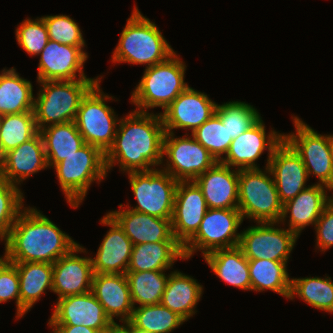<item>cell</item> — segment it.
I'll use <instances>...</instances> for the list:
<instances>
[{
	"instance_id": "cell-24",
	"label": "cell",
	"mask_w": 333,
	"mask_h": 333,
	"mask_svg": "<svg viewBox=\"0 0 333 333\" xmlns=\"http://www.w3.org/2000/svg\"><path fill=\"white\" fill-rule=\"evenodd\" d=\"M328 190L330 192V188L325 185L317 183L309 185L295 198L283 204L280 223L285 225L286 218L289 217L288 229L298 237L306 226H315L321 213L331 202V196H328L327 193Z\"/></svg>"
},
{
	"instance_id": "cell-30",
	"label": "cell",
	"mask_w": 333,
	"mask_h": 333,
	"mask_svg": "<svg viewBox=\"0 0 333 333\" xmlns=\"http://www.w3.org/2000/svg\"><path fill=\"white\" fill-rule=\"evenodd\" d=\"M203 259L225 283L241 290H251L248 259L238 246L212 251Z\"/></svg>"
},
{
	"instance_id": "cell-45",
	"label": "cell",
	"mask_w": 333,
	"mask_h": 333,
	"mask_svg": "<svg viewBox=\"0 0 333 333\" xmlns=\"http://www.w3.org/2000/svg\"><path fill=\"white\" fill-rule=\"evenodd\" d=\"M51 327V333H103L102 331L91 329L83 325H48Z\"/></svg>"
},
{
	"instance_id": "cell-31",
	"label": "cell",
	"mask_w": 333,
	"mask_h": 333,
	"mask_svg": "<svg viewBox=\"0 0 333 333\" xmlns=\"http://www.w3.org/2000/svg\"><path fill=\"white\" fill-rule=\"evenodd\" d=\"M39 133L50 168L66 159L67 156L76 153L86 144L75 121L49 125L39 130Z\"/></svg>"
},
{
	"instance_id": "cell-50",
	"label": "cell",
	"mask_w": 333,
	"mask_h": 333,
	"mask_svg": "<svg viewBox=\"0 0 333 333\" xmlns=\"http://www.w3.org/2000/svg\"><path fill=\"white\" fill-rule=\"evenodd\" d=\"M331 157H332V164H333V134L331 135Z\"/></svg>"
},
{
	"instance_id": "cell-43",
	"label": "cell",
	"mask_w": 333,
	"mask_h": 333,
	"mask_svg": "<svg viewBox=\"0 0 333 333\" xmlns=\"http://www.w3.org/2000/svg\"><path fill=\"white\" fill-rule=\"evenodd\" d=\"M15 300L16 320L20 318V284L16 266L6 261L0 267V304Z\"/></svg>"
},
{
	"instance_id": "cell-26",
	"label": "cell",
	"mask_w": 333,
	"mask_h": 333,
	"mask_svg": "<svg viewBox=\"0 0 333 333\" xmlns=\"http://www.w3.org/2000/svg\"><path fill=\"white\" fill-rule=\"evenodd\" d=\"M91 291L112 322L130 320L134 305L126 274H94Z\"/></svg>"
},
{
	"instance_id": "cell-39",
	"label": "cell",
	"mask_w": 333,
	"mask_h": 333,
	"mask_svg": "<svg viewBox=\"0 0 333 333\" xmlns=\"http://www.w3.org/2000/svg\"><path fill=\"white\" fill-rule=\"evenodd\" d=\"M219 162L226 155L232 138L215 113L191 134Z\"/></svg>"
},
{
	"instance_id": "cell-5",
	"label": "cell",
	"mask_w": 333,
	"mask_h": 333,
	"mask_svg": "<svg viewBox=\"0 0 333 333\" xmlns=\"http://www.w3.org/2000/svg\"><path fill=\"white\" fill-rule=\"evenodd\" d=\"M99 80L42 81L34 97L38 131L46 126L75 121L80 103Z\"/></svg>"
},
{
	"instance_id": "cell-1",
	"label": "cell",
	"mask_w": 333,
	"mask_h": 333,
	"mask_svg": "<svg viewBox=\"0 0 333 333\" xmlns=\"http://www.w3.org/2000/svg\"><path fill=\"white\" fill-rule=\"evenodd\" d=\"M124 117L120 118L114 142L105 153L107 173L115 165L123 173L159 167L166 133L161 114L133 110Z\"/></svg>"
},
{
	"instance_id": "cell-41",
	"label": "cell",
	"mask_w": 333,
	"mask_h": 333,
	"mask_svg": "<svg viewBox=\"0 0 333 333\" xmlns=\"http://www.w3.org/2000/svg\"><path fill=\"white\" fill-rule=\"evenodd\" d=\"M42 18L47 28L49 40L75 47L86 46L78 23L70 16L60 14L47 15Z\"/></svg>"
},
{
	"instance_id": "cell-14",
	"label": "cell",
	"mask_w": 333,
	"mask_h": 333,
	"mask_svg": "<svg viewBox=\"0 0 333 333\" xmlns=\"http://www.w3.org/2000/svg\"><path fill=\"white\" fill-rule=\"evenodd\" d=\"M265 128L261 117L253 126L232 140L226 155L219 162L232 169H260L256 161L264 151H268L265 162V167H268L274 149L284 140V133L272 129L266 134Z\"/></svg>"
},
{
	"instance_id": "cell-23",
	"label": "cell",
	"mask_w": 333,
	"mask_h": 333,
	"mask_svg": "<svg viewBox=\"0 0 333 333\" xmlns=\"http://www.w3.org/2000/svg\"><path fill=\"white\" fill-rule=\"evenodd\" d=\"M120 210L110 211L111 216L124 230L133 246L143 243L177 241L172 233L171 219H162L140 213L119 204Z\"/></svg>"
},
{
	"instance_id": "cell-15",
	"label": "cell",
	"mask_w": 333,
	"mask_h": 333,
	"mask_svg": "<svg viewBox=\"0 0 333 333\" xmlns=\"http://www.w3.org/2000/svg\"><path fill=\"white\" fill-rule=\"evenodd\" d=\"M38 56L40 60L37 82L100 80L103 77L88 78L85 75L83 68L88 59V53L85 52L84 47L64 45L49 40Z\"/></svg>"
},
{
	"instance_id": "cell-17",
	"label": "cell",
	"mask_w": 333,
	"mask_h": 333,
	"mask_svg": "<svg viewBox=\"0 0 333 333\" xmlns=\"http://www.w3.org/2000/svg\"><path fill=\"white\" fill-rule=\"evenodd\" d=\"M207 210L205 198L197 184L194 181H179L171 225L173 236L182 246L196 234Z\"/></svg>"
},
{
	"instance_id": "cell-25",
	"label": "cell",
	"mask_w": 333,
	"mask_h": 333,
	"mask_svg": "<svg viewBox=\"0 0 333 333\" xmlns=\"http://www.w3.org/2000/svg\"><path fill=\"white\" fill-rule=\"evenodd\" d=\"M46 168L49 166L43 140L38 132L27 142L5 153L0 175L11 184L19 186L27 178Z\"/></svg>"
},
{
	"instance_id": "cell-36",
	"label": "cell",
	"mask_w": 333,
	"mask_h": 333,
	"mask_svg": "<svg viewBox=\"0 0 333 333\" xmlns=\"http://www.w3.org/2000/svg\"><path fill=\"white\" fill-rule=\"evenodd\" d=\"M129 322L147 333H170L186 321L160 303L133 308Z\"/></svg>"
},
{
	"instance_id": "cell-47",
	"label": "cell",
	"mask_w": 333,
	"mask_h": 333,
	"mask_svg": "<svg viewBox=\"0 0 333 333\" xmlns=\"http://www.w3.org/2000/svg\"><path fill=\"white\" fill-rule=\"evenodd\" d=\"M4 157H5V154H4L1 144H0V168L3 166Z\"/></svg>"
},
{
	"instance_id": "cell-29",
	"label": "cell",
	"mask_w": 333,
	"mask_h": 333,
	"mask_svg": "<svg viewBox=\"0 0 333 333\" xmlns=\"http://www.w3.org/2000/svg\"><path fill=\"white\" fill-rule=\"evenodd\" d=\"M13 264L19 277L21 318L46 294V290L52 292L53 265L43 262Z\"/></svg>"
},
{
	"instance_id": "cell-4",
	"label": "cell",
	"mask_w": 333,
	"mask_h": 333,
	"mask_svg": "<svg viewBox=\"0 0 333 333\" xmlns=\"http://www.w3.org/2000/svg\"><path fill=\"white\" fill-rule=\"evenodd\" d=\"M176 51L165 61L144 70L141 80L131 94V104L137 111L160 107L163 110L189 85L185 82L187 66Z\"/></svg>"
},
{
	"instance_id": "cell-34",
	"label": "cell",
	"mask_w": 333,
	"mask_h": 333,
	"mask_svg": "<svg viewBox=\"0 0 333 333\" xmlns=\"http://www.w3.org/2000/svg\"><path fill=\"white\" fill-rule=\"evenodd\" d=\"M166 271L126 272L134 308L160 304L169 273Z\"/></svg>"
},
{
	"instance_id": "cell-35",
	"label": "cell",
	"mask_w": 333,
	"mask_h": 333,
	"mask_svg": "<svg viewBox=\"0 0 333 333\" xmlns=\"http://www.w3.org/2000/svg\"><path fill=\"white\" fill-rule=\"evenodd\" d=\"M296 296L313 308L333 313V281L329 276L291 278L289 299Z\"/></svg>"
},
{
	"instance_id": "cell-2",
	"label": "cell",
	"mask_w": 333,
	"mask_h": 333,
	"mask_svg": "<svg viewBox=\"0 0 333 333\" xmlns=\"http://www.w3.org/2000/svg\"><path fill=\"white\" fill-rule=\"evenodd\" d=\"M5 257L11 263L53 264L79 245L40 210L25 207L4 239Z\"/></svg>"
},
{
	"instance_id": "cell-40",
	"label": "cell",
	"mask_w": 333,
	"mask_h": 333,
	"mask_svg": "<svg viewBox=\"0 0 333 333\" xmlns=\"http://www.w3.org/2000/svg\"><path fill=\"white\" fill-rule=\"evenodd\" d=\"M24 194L20 187L0 175V241L9 234L24 207Z\"/></svg>"
},
{
	"instance_id": "cell-11",
	"label": "cell",
	"mask_w": 333,
	"mask_h": 333,
	"mask_svg": "<svg viewBox=\"0 0 333 333\" xmlns=\"http://www.w3.org/2000/svg\"><path fill=\"white\" fill-rule=\"evenodd\" d=\"M295 133L284 134V140L300 156L308 176L318 177L317 184L333 186L331 135L319 134L298 116H292Z\"/></svg>"
},
{
	"instance_id": "cell-8",
	"label": "cell",
	"mask_w": 333,
	"mask_h": 333,
	"mask_svg": "<svg viewBox=\"0 0 333 333\" xmlns=\"http://www.w3.org/2000/svg\"><path fill=\"white\" fill-rule=\"evenodd\" d=\"M99 80L83 97L75 123L86 144L98 147L104 154L112 146L119 117L106 101L114 96L100 89Z\"/></svg>"
},
{
	"instance_id": "cell-33",
	"label": "cell",
	"mask_w": 333,
	"mask_h": 333,
	"mask_svg": "<svg viewBox=\"0 0 333 333\" xmlns=\"http://www.w3.org/2000/svg\"><path fill=\"white\" fill-rule=\"evenodd\" d=\"M248 265L251 291L271 290L289 299L291 278L287 270V262L255 259L248 260Z\"/></svg>"
},
{
	"instance_id": "cell-51",
	"label": "cell",
	"mask_w": 333,
	"mask_h": 333,
	"mask_svg": "<svg viewBox=\"0 0 333 333\" xmlns=\"http://www.w3.org/2000/svg\"><path fill=\"white\" fill-rule=\"evenodd\" d=\"M330 191H333V186L330 188ZM331 196V202L333 203V193L330 195Z\"/></svg>"
},
{
	"instance_id": "cell-7",
	"label": "cell",
	"mask_w": 333,
	"mask_h": 333,
	"mask_svg": "<svg viewBox=\"0 0 333 333\" xmlns=\"http://www.w3.org/2000/svg\"><path fill=\"white\" fill-rule=\"evenodd\" d=\"M238 210L243 220L280 222L283 204L268 167L239 170Z\"/></svg>"
},
{
	"instance_id": "cell-10",
	"label": "cell",
	"mask_w": 333,
	"mask_h": 333,
	"mask_svg": "<svg viewBox=\"0 0 333 333\" xmlns=\"http://www.w3.org/2000/svg\"><path fill=\"white\" fill-rule=\"evenodd\" d=\"M243 218L238 209L208 208L196 234L183 246L185 260L197 251L202 256L218 249L237 247L241 232L238 228Z\"/></svg>"
},
{
	"instance_id": "cell-12",
	"label": "cell",
	"mask_w": 333,
	"mask_h": 333,
	"mask_svg": "<svg viewBox=\"0 0 333 333\" xmlns=\"http://www.w3.org/2000/svg\"><path fill=\"white\" fill-rule=\"evenodd\" d=\"M188 134L175 137L174 133H165L163 140L162 161L166 162H162L161 165L164 167L160 168L177 181H194L218 162L207 149Z\"/></svg>"
},
{
	"instance_id": "cell-49",
	"label": "cell",
	"mask_w": 333,
	"mask_h": 333,
	"mask_svg": "<svg viewBox=\"0 0 333 333\" xmlns=\"http://www.w3.org/2000/svg\"><path fill=\"white\" fill-rule=\"evenodd\" d=\"M3 256V257H2ZM0 257V267L7 261L5 254Z\"/></svg>"
},
{
	"instance_id": "cell-44",
	"label": "cell",
	"mask_w": 333,
	"mask_h": 333,
	"mask_svg": "<svg viewBox=\"0 0 333 333\" xmlns=\"http://www.w3.org/2000/svg\"><path fill=\"white\" fill-rule=\"evenodd\" d=\"M316 248L321 252L333 247V203L330 202L321 213L315 226Z\"/></svg>"
},
{
	"instance_id": "cell-22",
	"label": "cell",
	"mask_w": 333,
	"mask_h": 333,
	"mask_svg": "<svg viewBox=\"0 0 333 333\" xmlns=\"http://www.w3.org/2000/svg\"><path fill=\"white\" fill-rule=\"evenodd\" d=\"M194 182L201 189L208 208L238 209L239 170L217 162Z\"/></svg>"
},
{
	"instance_id": "cell-48",
	"label": "cell",
	"mask_w": 333,
	"mask_h": 333,
	"mask_svg": "<svg viewBox=\"0 0 333 333\" xmlns=\"http://www.w3.org/2000/svg\"><path fill=\"white\" fill-rule=\"evenodd\" d=\"M131 333H147L144 330H140L138 328H135L132 324H131Z\"/></svg>"
},
{
	"instance_id": "cell-6",
	"label": "cell",
	"mask_w": 333,
	"mask_h": 333,
	"mask_svg": "<svg viewBox=\"0 0 333 333\" xmlns=\"http://www.w3.org/2000/svg\"><path fill=\"white\" fill-rule=\"evenodd\" d=\"M56 177L67 203L78 208L93 182L103 181L108 175L105 154L96 146L85 144L76 153L57 163Z\"/></svg>"
},
{
	"instance_id": "cell-20",
	"label": "cell",
	"mask_w": 333,
	"mask_h": 333,
	"mask_svg": "<svg viewBox=\"0 0 333 333\" xmlns=\"http://www.w3.org/2000/svg\"><path fill=\"white\" fill-rule=\"evenodd\" d=\"M268 168L282 204L309 186L306 184L309 176L303 161L285 140L274 149Z\"/></svg>"
},
{
	"instance_id": "cell-32",
	"label": "cell",
	"mask_w": 333,
	"mask_h": 333,
	"mask_svg": "<svg viewBox=\"0 0 333 333\" xmlns=\"http://www.w3.org/2000/svg\"><path fill=\"white\" fill-rule=\"evenodd\" d=\"M15 69L4 68L0 72V116L33 112L34 109L33 85Z\"/></svg>"
},
{
	"instance_id": "cell-16",
	"label": "cell",
	"mask_w": 333,
	"mask_h": 333,
	"mask_svg": "<svg viewBox=\"0 0 333 333\" xmlns=\"http://www.w3.org/2000/svg\"><path fill=\"white\" fill-rule=\"evenodd\" d=\"M217 103L204 92L188 86L160 112L166 133L174 129L191 130V134L215 114Z\"/></svg>"
},
{
	"instance_id": "cell-28",
	"label": "cell",
	"mask_w": 333,
	"mask_h": 333,
	"mask_svg": "<svg viewBox=\"0 0 333 333\" xmlns=\"http://www.w3.org/2000/svg\"><path fill=\"white\" fill-rule=\"evenodd\" d=\"M202 294L203 286L196 279L174 270L169 275L161 304L188 321L196 314Z\"/></svg>"
},
{
	"instance_id": "cell-18",
	"label": "cell",
	"mask_w": 333,
	"mask_h": 333,
	"mask_svg": "<svg viewBox=\"0 0 333 333\" xmlns=\"http://www.w3.org/2000/svg\"><path fill=\"white\" fill-rule=\"evenodd\" d=\"M56 300L48 325H83L104 332L113 323L92 291Z\"/></svg>"
},
{
	"instance_id": "cell-13",
	"label": "cell",
	"mask_w": 333,
	"mask_h": 333,
	"mask_svg": "<svg viewBox=\"0 0 333 333\" xmlns=\"http://www.w3.org/2000/svg\"><path fill=\"white\" fill-rule=\"evenodd\" d=\"M256 224L240 231L238 247L245 257L248 260L264 259L288 262L290 253L299 237L288 228H281L280 222Z\"/></svg>"
},
{
	"instance_id": "cell-19",
	"label": "cell",
	"mask_w": 333,
	"mask_h": 333,
	"mask_svg": "<svg viewBox=\"0 0 333 333\" xmlns=\"http://www.w3.org/2000/svg\"><path fill=\"white\" fill-rule=\"evenodd\" d=\"M78 253L87 254L88 251L79 244L52 264V292L58 295L57 299L91 291L94 275L91 257Z\"/></svg>"
},
{
	"instance_id": "cell-9",
	"label": "cell",
	"mask_w": 333,
	"mask_h": 333,
	"mask_svg": "<svg viewBox=\"0 0 333 333\" xmlns=\"http://www.w3.org/2000/svg\"><path fill=\"white\" fill-rule=\"evenodd\" d=\"M127 174L137 205L123 206L162 219H171L179 181L158 167Z\"/></svg>"
},
{
	"instance_id": "cell-46",
	"label": "cell",
	"mask_w": 333,
	"mask_h": 333,
	"mask_svg": "<svg viewBox=\"0 0 333 333\" xmlns=\"http://www.w3.org/2000/svg\"><path fill=\"white\" fill-rule=\"evenodd\" d=\"M122 323L120 325L117 322H113L103 333H131V323L129 321Z\"/></svg>"
},
{
	"instance_id": "cell-27",
	"label": "cell",
	"mask_w": 333,
	"mask_h": 333,
	"mask_svg": "<svg viewBox=\"0 0 333 333\" xmlns=\"http://www.w3.org/2000/svg\"><path fill=\"white\" fill-rule=\"evenodd\" d=\"M177 259L185 260L183 246L178 241H163L134 245L127 272L166 271Z\"/></svg>"
},
{
	"instance_id": "cell-21",
	"label": "cell",
	"mask_w": 333,
	"mask_h": 333,
	"mask_svg": "<svg viewBox=\"0 0 333 333\" xmlns=\"http://www.w3.org/2000/svg\"><path fill=\"white\" fill-rule=\"evenodd\" d=\"M100 223L110 229L95 257H91L94 274H126L133 248L131 240L108 214L101 218Z\"/></svg>"
},
{
	"instance_id": "cell-38",
	"label": "cell",
	"mask_w": 333,
	"mask_h": 333,
	"mask_svg": "<svg viewBox=\"0 0 333 333\" xmlns=\"http://www.w3.org/2000/svg\"><path fill=\"white\" fill-rule=\"evenodd\" d=\"M215 113L220 117L232 139L241 135L261 118V114L253 105L243 101L217 104Z\"/></svg>"
},
{
	"instance_id": "cell-37",
	"label": "cell",
	"mask_w": 333,
	"mask_h": 333,
	"mask_svg": "<svg viewBox=\"0 0 333 333\" xmlns=\"http://www.w3.org/2000/svg\"><path fill=\"white\" fill-rule=\"evenodd\" d=\"M38 132L34 112L0 116V144L4 154L27 142Z\"/></svg>"
},
{
	"instance_id": "cell-3",
	"label": "cell",
	"mask_w": 333,
	"mask_h": 333,
	"mask_svg": "<svg viewBox=\"0 0 333 333\" xmlns=\"http://www.w3.org/2000/svg\"><path fill=\"white\" fill-rule=\"evenodd\" d=\"M113 51V63H131L151 67L165 61L175 51L149 18L134 6Z\"/></svg>"
},
{
	"instance_id": "cell-42",
	"label": "cell",
	"mask_w": 333,
	"mask_h": 333,
	"mask_svg": "<svg viewBox=\"0 0 333 333\" xmlns=\"http://www.w3.org/2000/svg\"><path fill=\"white\" fill-rule=\"evenodd\" d=\"M19 46L30 56H38L49 41L43 18H26L15 30Z\"/></svg>"
}]
</instances>
